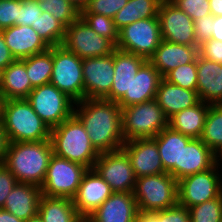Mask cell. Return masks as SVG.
Masks as SVG:
<instances>
[{"label": "cell", "mask_w": 222, "mask_h": 222, "mask_svg": "<svg viewBox=\"0 0 222 222\" xmlns=\"http://www.w3.org/2000/svg\"><path fill=\"white\" fill-rule=\"evenodd\" d=\"M74 115L84 125L93 147L99 153L122 149L125 142L122 110L117 102L83 99L74 104Z\"/></svg>", "instance_id": "6da1fadb"}, {"label": "cell", "mask_w": 222, "mask_h": 222, "mask_svg": "<svg viewBox=\"0 0 222 222\" xmlns=\"http://www.w3.org/2000/svg\"><path fill=\"white\" fill-rule=\"evenodd\" d=\"M51 140L9 143L3 164L18 183L42 186L53 155Z\"/></svg>", "instance_id": "7a4b0ae2"}, {"label": "cell", "mask_w": 222, "mask_h": 222, "mask_svg": "<svg viewBox=\"0 0 222 222\" xmlns=\"http://www.w3.org/2000/svg\"><path fill=\"white\" fill-rule=\"evenodd\" d=\"M1 120L9 143L50 140V127L27 99L3 100Z\"/></svg>", "instance_id": "3957f363"}, {"label": "cell", "mask_w": 222, "mask_h": 222, "mask_svg": "<svg viewBox=\"0 0 222 222\" xmlns=\"http://www.w3.org/2000/svg\"><path fill=\"white\" fill-rule=\"evenodd\" d=\"M53 153L71 162L93 169L99 152L93 147L84 125L73 114L60 125L51 128Z\"/></svg>", "instance_id": "277c9868"}, {"label": "cell", "mask_w": 222, "mask_h": 222, "mask_svg": "<svg viewBox=\"0 0 222 222\" xmlns=\"http://www.w3.org/2000/svg\"><path fill=\"white\" fill-rule=\"evenodd\" d=\"M122 134L124 141L154 138L168 127V118L158 105L151 100L122 108Z\"/></svg>", "instance_id": "5b68a950"}, {"label": "cell", "mask_w": 222, "mask_h": 222, "mask_svg": "<svg viewBox=\"0 0 222 222\" xmlns=\"http://www.w3.org/2000/svg\"><path fill=\"white\" fill-rule=\"evenodd\" d=\"M178 181L168 172L136 178L133 196L139 211L155 212L178 203Z\"/></svg>", "instance_id": "8992f818"}, {"label": "cell", "mask_w": 222, "mask_h": 222, "mask_svg": "<svg viewBox=\"0 0 222 222\" xmlns=\"http://www.w3.org/2000/svg\"><path fill=\"white\" fill-rule=\"evenodd\" d=\"M88 168L53 154L41 186L43 196L72 199Z\"/></svg>", "instance_id": "52a82bcc"}, {"label": "cell", "mask_w": 222, "mask_h": 222, "mask_svg": "<svg viewBox=\"0 0 222 222\" xmlns=\"http://www.w3.org/2000/svg\"><path fill=\"white\" fill-rule=\"evenodd\" d=\"M162 41L158 17L139 19L119 30L116 48L149 60Z\"/></svg>", "instance_id": "ba28073f"}, {"label": "cell", "mask_w": 222, "mask_h": 222, "mask_svg": "<svg viewBox=\"0 0 222 222\" xmlns=\"http://www.w3.org/2000/svg\"><path fill=\"white\" fill-rule=\"evenodd\" d=\"M51 84L65 93L75 103L84 99L82 58L62 45L53 47Z\"/></svg>", "instance_id": "9c48e42d"}, {"label": "cell", "mask_w": 222, "mask_h": 222, "mask_svg": "<svg viewBox=\"0 0 222 222\" xmlns=\"http://www.w3.org/2000/svg\"><path fill=\"white\" fill-rule=\"evenodd\" d=\"M27 100L50 129L74 114L75 102L51 83L33 88Z\"/></svg>", "instance_id": "30bf717a"}, {"label": "cell", "mask_w": 222, "mask_h": 222, "mask_svg": "<svg viewBox=\"0 0 222 222\" xmlns=\"http://www.w3.org/2000/svg\"><path fill=\"white\" fill-rule=\"evenodd\" d=\"M216 164L178 181V203L186 208L210 201L222 194V172Z\"/></svg>", "instance_id": "8fae6325"}, {"label": "cell", "mask_w": 222, "mask_h": 222, "mask_svg": "<svg viewBox=\"0 0 222 222\" xmlns=\"http://www.w3.org/2000/svg\"><path fill=\"white\" fill-rule=\"evenodd\" d=\"M61 45L82 59L106 56L116 49L109 39L99 36L81 17L66 28Z\"/></svg>", "instance_id": "7c38bea8"}, {"label": "cell", "mask_w": 222, "mask_h": 222, "mask_svg": "<svg viewBox=\"0 0 222 222\" xmlns=\"http://www.w3.org/2000/svg\"><path fill=\"white\" fill-rule=\"evenodd\" d=\"M93 169L113 192H133L136 177L130 159L123 149L100 153Z\"/></svg>", "instance_id": "4fadbf2b"}, {"label": "cell", "mask_w": 222, "mask_h": 222, "mask_svg": "<svg viewBox=\"0 0 222 222\" xmlns=\"http://www.w3.org/2000/svg\"><path fill=\"white\" fill-rule=\"evenodd\" d=\"M158 19L162 40L181 45L200 46L195 38L194 21L171 0H162Z\"/></svg>", "instance_id": "5bb4252c"}, {"label": "cell", "mask_w": 222, "mask_h": 222, "mask_svg": "<svg viewBox=\"0 0 222 222\" xmlns=\"http://www.w3.org/2000/svg\"><path fill=\"white\" fill-rule=\"evenodd\" d=\"M84 99H105L114 79V52L101 57L82 59Z\"/></svg>", "instance_id": "9a60e30c"}, {"label": "cell", "mask_w": 222, "mask_h": 222, "mask_svg": "<svg viewBox=\"0 0 222 222\" xmlns=\"http://www.w3.org/2000/svg\"><path fill=\"white\" fill-rule=\"evenodd\" d=\"M113 193L108 183L94 170L88 169L72 202L85 220Z\"/></svg>", "instance_id": "2e32d148"}, {"label": "cell", "mask_w": 222, "mask_h": 222, "mask_svg": "<svg viewBox=\"0 0 222 222\" xmlns=\"http://www.w3.org/2000/svg\"><path fill=\"white\" fill-rule=\"evenodd\" d=\"M122 149L130 159L136 178L166 173L161 163L156 141L153 138L126 141Z\"/></svg>", "instance_id": "e0dca14e"}, {"label": "cell", "mask_w": 222, "mask_h": 222, "mask_svg": "<svg viewBox=\"0 0 222 222\" xmlns=\"http://www.w3.org/2000/svg\"><path fill=\"white\" fill-rule=\"evenodd\" d=\"M138 212L133 192H113L85 222H133Z\"/></svg>", "instance_id": "ac0fdd59"}, {"label": "cell", "mask_w": 222, "mask_h": 222, "mask_svg": "<svg viewBox=\"0 0 222 222\" xmlns=\"http://www.w3.org/2000/svg\"><path fill=\"white\" fill-rule=\"evenodd\" d=\"M146 61L143 57L116 48L113 85L105 100L118 102L123 96H130L131 81Z\"/></svg>", "instance_id": "d6986e66"}, {"label": "cell", "mask_w": 222, "mask_h": 222, "mask_svg": "<svg viewBox=\"0 0 222 222\" xmlns=\"http://www.w3.org/2000/svg\"><path fill=\"white\" fill-rule=\"evenodd\" d=\"M153 139L156 141L164 170L177 181L181 180L182 146L188 144L193 138L172 130L168 126Z\"/></svg>", "instance_id": "ffe728a7"}, {"label": "cell", "mask_w": 222, "mask_h": 222, "mask_svg": "<svg viewBox=\"0 0 222 222\" xmlns=\"http://www.w3.org/2000/svg\"><path fill=\"white\" fill-rule=\"evenodd\" d=\"M1 32L16 60L45 52L50 48L31 26L13 25Z\"/></svg>", "instance_id": "44dd1931"}, {"label": "cell", "mask_w": 222, "mask_h": 222, "mask_svg": "<svg viewBox=\"0 0 222 222\" xmlns=\"http://www.w3.org/2000/svg\"><path fill=\"white\" fill-rule=\"evenodd\" d=\"M199 46L181 45L162 40L154 55L148 60L163 78L177 66L186 65L196 60Z\"/></svg>", "instance_id": "7402d4cb"}, {"label": "cell", "mask_w": 222, "mask_h": 222, "mask_svg": "<svg viewBox=\"0 0 222 222\" xmlns=\"http://www.w3.org/2000/svg\"><path fill=\"white\" fill-rule=\"evenodd\" d=\"M161 79L159 71L147 60L131 81L130 96L117 102L120 108L154 100Z\"/></svg>", "instance_id": "603a6c76"}, {"label": "cell", "mask_w": 222, "mask_h": 222, "mask_svg": "<svg viewBox=\"0 0 222 222\" xmlns=\"http://www.w3.org/2000/svg\"><path fill=\"white\" fill-rule=\"evenodd\" d=\"M41 197L40 186L30 183H17L7 196L2 209L26 221L38 214Z\"/></svg>", "instance_id": "cb8c5ba5"}, {"label": "cell", "mask_w": 222, "mask_h": 222, "mask_svg": "<svg viewBox=\"0 0 222 222\" xmlns=\"http://www.w3.org/2000/svg\"><path fill=\"white\" fill-rule=\"evenodd\" d=\"M197 93L200 101L214 105L222 99V65L197 56Z\"/></svg>", "instance_id": "d4e9b609"}, {"label": "cell", "mask_w": 222, "mask_h": 222, "mask_svg": "<svg viewBox=\"0 0 222 222\" xmlns=\"http://www.w3.org/2000/svg\"><path fill=\"white\" fill-rule=\"evenodd\" d=\"M155 100L168 119L200 102L197 91L176 86L163 78L159 82Z\"/></svg>", "instance_id": "484cf974"}, {"label": "cell", "mask_w": 222, "mask_h": 222, "mask_svg": "<svg viewBox=\"0 0 222 222\" xmlns=\"http://www.w3.org/2000/svg\"><path fill=\"white\" fill-rule=\"evenodd\" d=\"M1 96L3 100L27 99L33 90L27 76L25 58L17 59L1 72Z\"/></svg>", "instance_id": "4316f807"}, {"label": "cell", "mask_w": 222, "mask_h": 222, "mask_svg": "<svg viewBox=\"0 0 222 222\" xmlns=\"http://www.w3.org/2000/svg\"><path fill=\"white\" fill-rule=\"evenodd\" d=\"M215 165L214 152L200 138L183 144L181 155V179L206 171Z\"/></svg>", "instance_id": "83f0119b"}, {"label": "cell", "mask_w": 222, "mask_h": 222, "mask_svg": "<svg viewBox=\"0 0 222 222\" xmlns=\"http://www.w3.org/2000/svg\"><path fill=\"white\" fill-rule=\"evenodd\" d=\"M210 104L200 101L193 107L174 114L168 119V126L191 138H201Z\"/></svg>", "instance_id": "f1b7e54d"}, {"label": "cell", "mask_w": 222, "mask_h": 222, "mask_svg": "<svg viewBox=\"0 0 222 222\" xmlns=\"http://www.w3.org/2000/svg\"><path fill=\"white\" fill-rule=\"evenodd\" d=\"M38 214L43 222H85L70 198H40Z\"/></svg>", "instance_id": "f546056e"}, {"label": "cell", "mask_w": 222, "mask_h": 222, "mask_svg": "<svg viewBox=\"0 0 222 222\" xmlns=\"http://www.w3.org/2000/svg\"><path fill=\"white\" fill-rule=\"evenodd\" d=\"M161 2L162 0H128L113 17L116 28L120 30L139 19L158 17Z\"/></svg>", "instance_id": "4dcf8cb0"}, {"label": "cell", "mask_w": 222, "mask_h": 222, "mask_svg": "<svg viewBox=\"0 0 222 222\" xmlns=\"http://www.w3.org/2000/svg\"><path fill=\"white\" fill-rule=\"evenodd\" d=\"M25 66L33 88L50 83L53 69V47L25 58Z\"/></svg>", "instance_id": "1f68e13d"}, {"label": "cell", "mask_w": 222, "mask_h": 222, "mask_svg": "<svg viewBox=\"0 0 222 222\" xmlns=\"http://www.w3.org/2000/svg\"><path fill=\"white\" fill-rule=\"evenodd\" d=\"M31 27L49 47L60 46L64 40L66 27L46 11H42Z\"/></svg>", "instance_id": "d6a6232c"}, {"label": "cell", "mask_w": 222, "mask_h": 222, "mask_svg": "<svg viewBox=\"0 0 222 222\" xmlns=\"http://www.w3.org/2000/svg\"><path fill=\"white\" fill-rule=\"evenodd\" d=\"M214 153L222 147V112L210 104L200 138Z\"/></svg>", "instance_id": "836d02e7"}, {"label": "cell", "mask_w": 222, "mask_h": 222, "mask_svg": "<svg viewBox=\"0 0 222 222\" xmlns=\"http://www.w3.org/2000/svg\"><path fill=\"white\" fill-rule=\"evenodd\" d=\"M41 10L50 13L66 28L80 17V10L69 0H38Z\"/></svg>", "instance_id": "e575fe53"}, {"label": "cell", "mask_w": 222, "mask_h": 222, "mask_svg": "<svg viewBox=\"0 0 222 222\" xmlns=\"http://www.w3.org/2000/svg\"><path fill=\"white\" fill-rule=\"evenodd\" d=\"M80 17L99 36L109 39L116 46L119 30L116 28L113 18L94 13H80Z\"/></svg>", "instance_id": "d590c367"}, {"label": "cell", "mask_w": 222, "mask_h": 222, "mask_svg": "<svg viewBox=\"0 0 222 222\" xmlns=\"http://www.w3.org/2000/svg\"><path fill=\"white\" fill-rule=\"evenodd\" d=\"M163 79L184 89L197 91V58L192 63L177 66L168 72Z\"/></svg>", "instance_id": "8d00e7d4"}, {"label": "cell", "mask_w": 222, "mask_h": 222, "mask_svg": "<svg viewBox=\"0 0 222 222\" xmlns=\"http://www.w3.org/2000/svg\"><path fill=\"white\" fill-rule=\"evenodd\" d=\"M191 222H222V194L189 208Z\"/></svg>", "instance_id": "74e56055"}, {"label": "cell", "mask_w": 222, "mask_h": 222, "mask_svg": "<svg viewBox=\"0 0 222 222\" xmlns=\"http://www.w3.org/2000/svg\"><path fill=\"white\" fill-rule=\"evenodd\" d=\"M127 2L128 0H89L80 13L102 14L113 18Z\"/></svg>", "instance_id": "f35d334b"}, {"label": "cell", "mask_w": 222, "mask_h": 222, "mask_svg": "<svg viewBox=\"0 0 222 222\" xmlns=\"http://www.w3.org/2000/svg\"><path fill=\"white\" fill-rule=\"evenodd\" d=\"M193 21L211 14L209 0H171Z\"/></svg>", "instance_id": "ab89813d"}, {"label": "cell", "mask_w": 222, "mask_h": 222, "mask_svg": "<svg viewBox=\"0 0 222 222\" xmlns=\"http://www.w3.org/2000/svg\"><path fill=\"white\" fill-rule=\"evenodd\" d=\"M21 0H0V31L16 25Z\"/></svg>", "instance_id": "60d3db41"}, {"label": "cell", "mask_w": 222, "mask_h": 222, "mask_svg": "<svg viewBox=\"0 0 222 222\" xmlns=\"http://www.w3.org/2000/svg\"><path fill=\"white\" fill-rule=\"evenodd\" d=\"M41 14L42 10L38 0H21V9L16 19V25L31 26Z\"/></svg>", "instance_id": "b9f144b4"}, {"label": "cell", "mask_w": 222, "mask_h": 222, "mask_svg": "<svg viewBox=\"0 0 222 222\" xmlns=\"http://www.w3.org/2000/svg\"><path fill=\"white\" fill-rule=\"evenodd\" d=\"M163 222H191L189 209L177 203L168 209L154 212Z\"/></svg>", "instance_id": "7bdbcfd3"}, {"label": "cell", "mask_w": 222, "mask_h": 222, "mask_svg": "<svg viewBox=\"0 0 222 222\" xmlns=\"http://www.w3.org/2000/svg\"><path fill=\"white\" fill-rule=\"evenodd\" d=\"M199 54L207 60L222 65V41L215 39L204 40L199 46Z\"/></svg>", "instance_id": "ee69618b"}, {"label": "cell", "mask_w": 222, "mask_h": 222, "mask_svg": "<svg viewBox=\"0 0 222 222\" xmlns=\"http://www.w3.org/2000/svg\"><path fill=\"white\" fill-rule=\"evenodd\" d=\"M17 183L15 176L4 164H0V209L4 207L7 196Z\"/></svg>", "instance_id": "f6af8a7d"}, {"label": "cell", "mask_w": 222, "mask_h": 222, "mask_svg": "<svg viewBox=\"0 0 222 222\" xmlns=\"http://www.w3.org/2000/svg\"><path fill=\"white\" fill-rule=\"evenodd\" d=\"M213 20L214 16L210 14L194 21L195 38L199 44L204 40L211 39Z\"/></svg>", "instance_id": "bcb514c9"}, {"label": "cell", "mask_w": 222, "mask_h": 222, "mask_svg": "<svg viewBox=\"0 0 222 222\" xmlns=\"http://www.w3.org/2000/svg\"><path fill=\"white\" fill-rule=\"evenodd\" d=\"M16 59L12 55L10 49L6 45L5 38L0 31V72H2L9 64Z\"/></svg>", "instance_id": "7dc6e473"}, {"label": "cell", "mask_w": 222, "mask_h": 222, "mask_svg": "<svg viewBox=\"0 0 222 222\" xmlns=\"http://www.w3.org/2000/svg\"><path fill=\"white\" fill-rule=\"evenodd\" d=\"M8 145H9V140L4 130L3 123L2 121H0V164H3L4 162Z\"/></svg>", "instance_id": "c3c4849f"}, {"label": "cell", "mask_w": 222, "mask_h": 222, "mask_svg": "<svg viewBox=\"0 0 222 222\" xmlns=\"http://www.w3.org/2000/svg\"><path fill=\"white\" fill-rule=\"evenodd\" d=\"M211 39L222 41V16H214Z\"/></svg>", "instance_id": "681fc988"}, {"label": "cell", "mask_w": 222, "mask_h": 222, "mask_svg": "<svg viewBox=\"0 0 222 222\" xmlns=\"http://www.w3.org/2000/svg\"><path fill=\"white\" fill-rule=\"evenodd\" d=\"M133 222H163L154 212L139 211Z\"/></svg>", "instance_id": "f907efd6"}, {"label": "cell", "mask_w": 222, "mask_h": 222, "mask_svg": "<svg viewBox=\"0 0 222 222\" xmlns=\"http://www.w3.org/2000/svg\"><path fill=\"white\" fill-rule=\"evenodd\" d=\"M209 5L213 16H222V0H209Z\"/></svg>", "instance_id": "816d5d0a"}, {"label": "cell", "mask_w": 222, "mask_h": 222, "mask_svg": "<svg viewBox=\"0 0 222 222\" xmlns=\"http://www.w3.org/2000/svg\"><path fill=\"white\" fill-rule=\"evenodd\" d=\"M0 222H24L22 219L17 218L10 212L0 209Z\"/></svg>", "instance_id": "f5cc1de1"}, {"label": "cell", "mask_w": 222, "mask_h": 222, "mask_svg": "<svg viewBox=\"0 0 222 222\" xmlns=\"http://www.w3.org/2000/svg\"><path fill=\"white\" fill-rule=\"evenodd\" d=\"M69 1L81 11L86 7L89 0H69Z\"/></svg>", "instance_id": "db71d44e"}, {"label": "cell", "mask_w": 222, "mask_h": 222, "mask_svg": "<svg viewBox=\"0 0 222 222\" xmlns=\"http://www.w3.org/2000/svg\"><path fill=\"white\" fill-rule=\"evenodd\" d=\"M214 154H215V164L219 167L222 165V164H220V163H222V162H220V161H222L221 160L222 159V147H220Z\"/></svg>", "instance_id": "11a10c76"}, {"label": "cell", "mask_w": 222, "mask_h": 222, "mask_svg": "<svg viewBox=\"0 0 222 222\" xmlns=\"http://www.w3.org/2000/svg\"><path fill=\"white\" fill-rule=\"evenodd\" d=\"M24 222H43L42 218L40 217L39 214L33 216V217H30L29 219H27L26 221Z\"/></svg>", "instance_id": "9f6ffc18"}, {"label": "cell", "mask_w": 222, "mask_h": 222, "mask_svg": "<svg viewBox=\"0 0 222 222\" xmlns=\"http://www.w3.org/2000/svg\"><path fill=\"white\" fill-rule=\"evenodd\" d=\"M214 106H215L219 111L222 112V99H221V100H218V101L214 104Z\"/></svg>", "instance_id": "6f0895ef"}, {"label": "cell", "mask_w": 222, "mask_h": 222, "mask_svg": "<svg viewBox=\"0 0 222 222\" xmlns=\"http://www.w3.org/2000/svg\"><path fill=\"white\" fill-rule=\"evenodd\" d=\"M2 103H3V99H2V96H1V94H0V121H2V120H1V114H2Z\"/></svg>", "instance_id": "680465c9"}, {"label": "cell", "mask_w": 222, "mask_h": 222, "mask_svg": "<svg viewBox=\"0 0 222 222\" xmlns=\"http://www.w3.org/2000/svg\"><path fill=\"white\" fill-rule=\"evenodd\" d=\"M0 81H1V72H0ZM0 93H1V83H0Z\"/></svg>", "instance_id": "91938a15"}]
</instances>
